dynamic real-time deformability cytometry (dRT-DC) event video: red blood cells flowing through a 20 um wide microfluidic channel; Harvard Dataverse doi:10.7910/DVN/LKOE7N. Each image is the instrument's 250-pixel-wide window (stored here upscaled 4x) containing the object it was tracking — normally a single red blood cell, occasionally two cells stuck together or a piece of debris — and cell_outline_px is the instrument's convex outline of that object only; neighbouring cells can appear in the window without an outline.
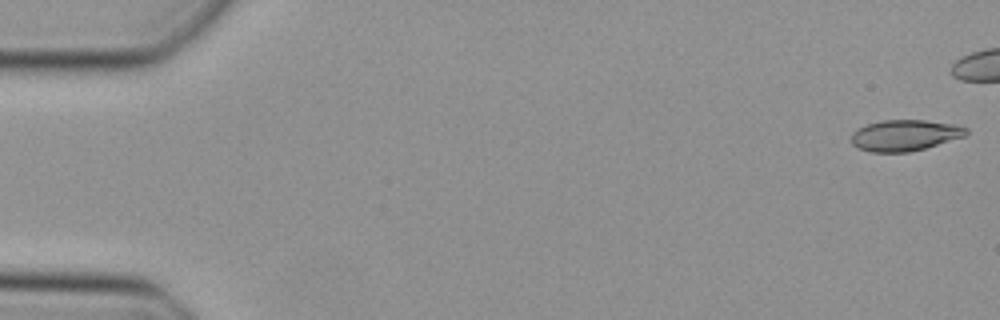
{"species": "Egyptian fruit bat (a non-hibernating species)", "species_latin": "Rousettus aegyptiacus", "temperature_condition": "cold", "stored_images_in_passage": 40, "camera_frame_rate_fps": 3000, "um_per_image_px": 0.085, "animal": {"sex": "female"}, "frame": {"image": 1, "passage_image": 1, "time_ms": 0.0, "image_size_px": [1000, 320], "cell_outline_px": [[968, 132], [964, 136], [924, 148], [908, 152], [872, 152], [860, 148], [852, 144], [852, 132], [868, 124], [880, 120], [924, 120], [952, 124], [968, 128]], "centroid_in_image_um": [76.9, 11.49], "position_along_channel_um": 8.1, "area_um2": 20.46}}
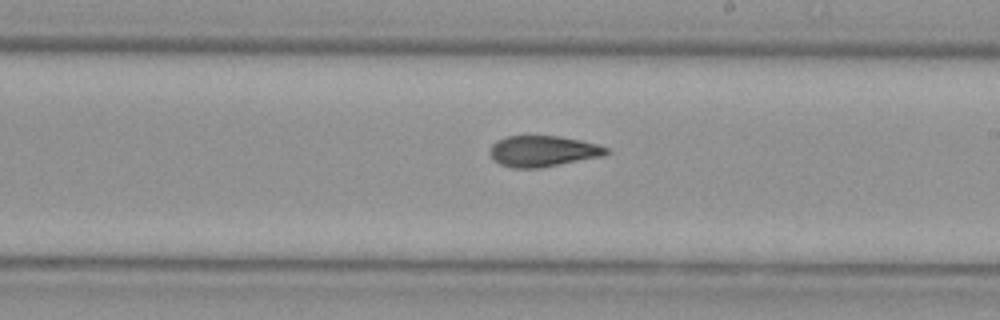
{"frame": {"image": 2, "passage_image": 28, "time_ms": 9.0, "image_size_px": [1000, 320], "cell_outline_px": [[608, 152], [604, 156], [540, 168], [516, 168], [500, 164], [488, 152], [492, 144], [496, 140], [504, 136], [560, 136], [580, 140], [596, 144], [608, 148]], "centroid_in_image_um": [46.14, 12.84], "position_along_channel_um": 242.9, "area_um2": 20.98}}
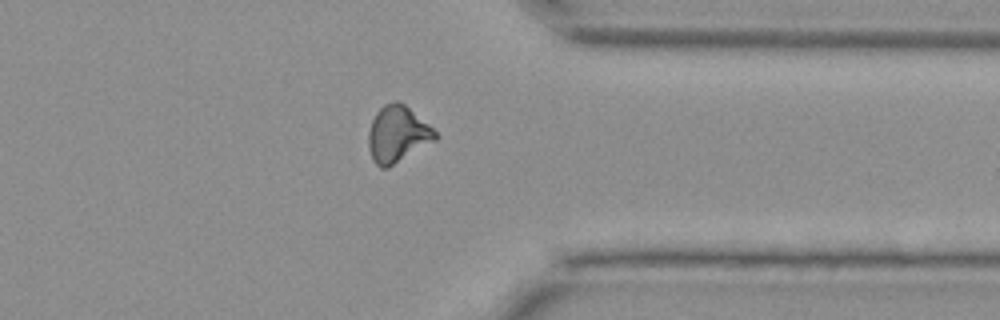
{"frame": {"image": 3, "passage_image": 38, "time_ms": 12.333, "image_size_px": [1000, 320], "cell_outline_px": [[440, 136], [436, 140], [388, 168], [380, 168], [372, 160], [368, 148], [368, 132], [372, 120], [376, 112], [384, 104], [396, 100], [400, 100], [428, 124]], "centroid_in_image_um": [33.77, 11.41], "position_along_channel_um": 377.6, "area_um2": 22.14}}